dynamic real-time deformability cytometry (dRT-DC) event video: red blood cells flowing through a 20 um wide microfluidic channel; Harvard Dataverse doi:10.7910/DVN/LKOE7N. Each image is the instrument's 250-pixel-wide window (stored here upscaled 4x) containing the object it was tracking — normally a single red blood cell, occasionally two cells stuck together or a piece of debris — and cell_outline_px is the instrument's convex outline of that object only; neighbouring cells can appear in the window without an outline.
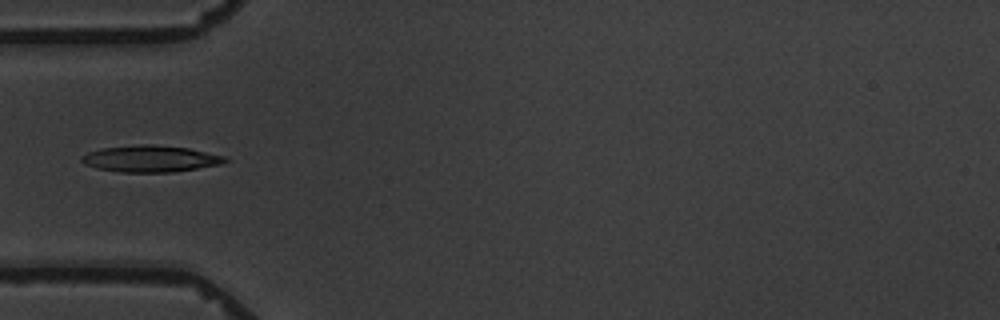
{"species": "common noctule bat (a hibernating species)", "species_latin": "Nyctalus noctula", "temperature_condition": "warm", "stored_images_in_passage": 3, "camera_frame_rate_fps": 3000, "um_per_image_px": 0.085, "animal": {"sex": "male", "body_mass_g": 19.5, "forearm_length_mm": 54.6}, "frame": {"image": 1, "passage_image": 3, "time_ms": 2.333, "image_size_px": [1000, 320], "cell_outline_px": [[228, 160], [220, 164], [172, 172], [120, 172], [96, 168], [84, 164], [80, 160], [80, 156], [88, 152], [100, 148], [140, 144], [152, 144], [188, 148], [228, 156]], "centroid_in_image_um": [12.76, 13.48], "position_along_channel_um": 72.2, "area_um2": 22.31}}